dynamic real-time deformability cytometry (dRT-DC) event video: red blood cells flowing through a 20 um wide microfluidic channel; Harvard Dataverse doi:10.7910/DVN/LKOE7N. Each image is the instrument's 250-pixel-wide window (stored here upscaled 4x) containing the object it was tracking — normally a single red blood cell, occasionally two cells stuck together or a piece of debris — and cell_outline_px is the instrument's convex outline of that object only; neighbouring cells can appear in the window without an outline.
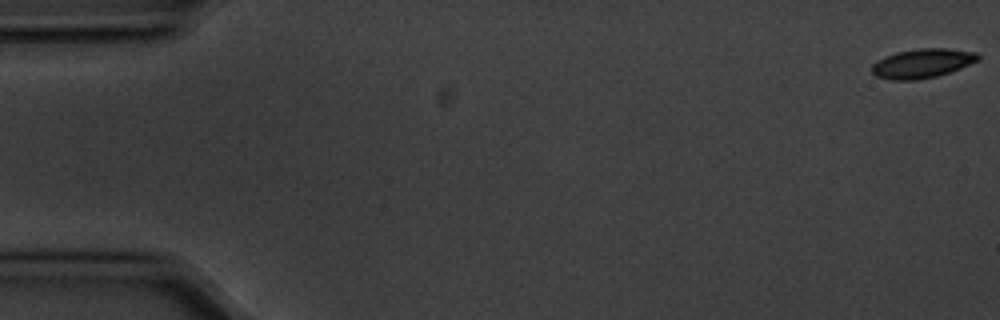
{"species": "common noctule bat (a hibernating species)", "species_latin": "Nyctalus noctula", "temperature_condition": "cold", "stored_images_in_passage": 5, "camera_frame_rate_fps": 3000, "um_per_image_px": 0.085, "animal": {"sex": "male", "body_mass_g": 20.1, "forearm_length_mm": 53.5}, "frame": {"image": 1, "passage_image": 1, "time_ms": 0.0, "image_size_px": [1000, 320], "cell_outline_px": [[980, 60], [960, 68], [936, 76], [916, 80], [892, 80], [876, 76], [872, 72], [872, 64], [876, 60], [884, 56], [896, 52], [916, 48], [944, 48], [976, 52], [980, 56]], "centroid_in_image_um": [78.37, 5.37], "position_along_channel_um": 6.6, "area_um2": 18.15}}
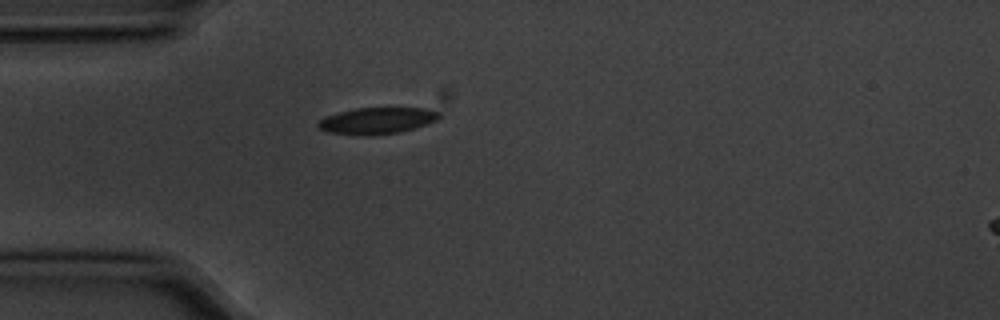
{"frame": {"image": 2, "passage_image": 5, "time_ms": 1.333, "image_size_px": [1000, 320], "cell_outline_px": [[440, 116], [436, 120], [400, 132], [328, 132], [320, 128], [316, 124], [320, 120], [328, 116], [340, 112], [356, 108], [424, 108], [440, 112]], "centroid_in_image_um": [32.1, 10.19], "position_along_channel_um": 52.9, "area_um2": 17.28}}